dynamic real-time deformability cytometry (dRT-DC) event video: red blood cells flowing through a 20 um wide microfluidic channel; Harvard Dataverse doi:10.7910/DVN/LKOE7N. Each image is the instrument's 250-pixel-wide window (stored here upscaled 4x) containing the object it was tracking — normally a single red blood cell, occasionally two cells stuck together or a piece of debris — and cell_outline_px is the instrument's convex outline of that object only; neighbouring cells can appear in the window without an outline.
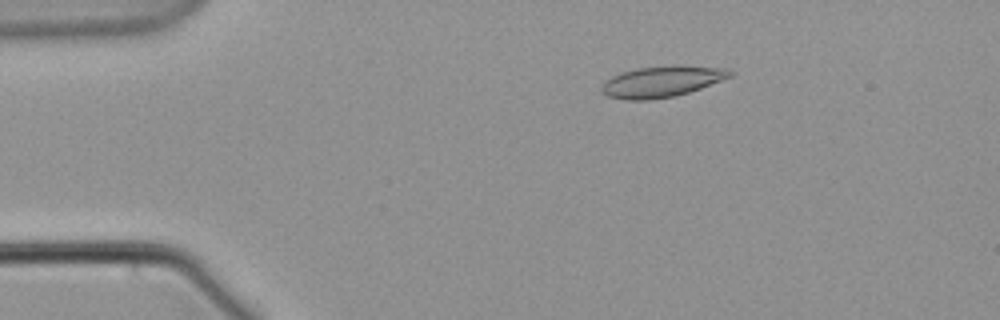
{"species": "common noctule bat (a hibernating species)", "species_latin": "Nyctalus noctula", "temperature_condition": "warm", "stored_images_in_passage": 48, "camera_frame_rate_fps": 3000, "um_per_image_px": 0.085, "animal": {"sex": "male", "body_mass_g": 21.5, "forearm_length_mm": 52.0}, "frame": {"image": 1, "passage_image": 1, "time_ms": 0.0, "image_size_px": [1000, 320], "cell_outline_px": [[732, 76], [700, 88], [676, 96], [648, 100], [628, 100], [608, 96], [600, 92], [600, 88], [612, 76], [620, 72], [636, 68], [732, 68]], "centroid_in_image_um": [56.18, 6.99], "position_along_channel_um": 28.8, "area_um2": 22.14}}
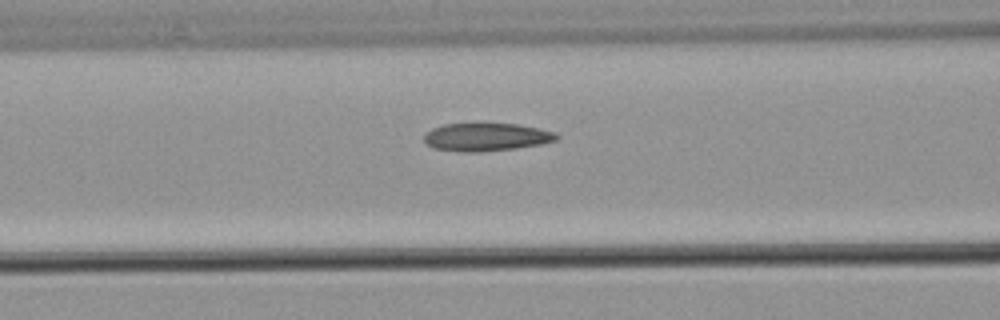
{"frame": {"image": 2, "passage_image": 14, "time_ms": 4.333, "image_size_px": [1000, 320], "cell_outline_px": [[560, 136], [556, 140], [540, 144], [516, 148], [480, 152], [464, 152], [432, 148], [424, 140], [424, 136], [432, 128], [444, 124], [476, 120], [480, 120], [516, 124], [556, 132]], "centroid_in_image_um": [41.3, 11.59], "position_along_channel_um": 125.3, "area_um2": 22.48}}
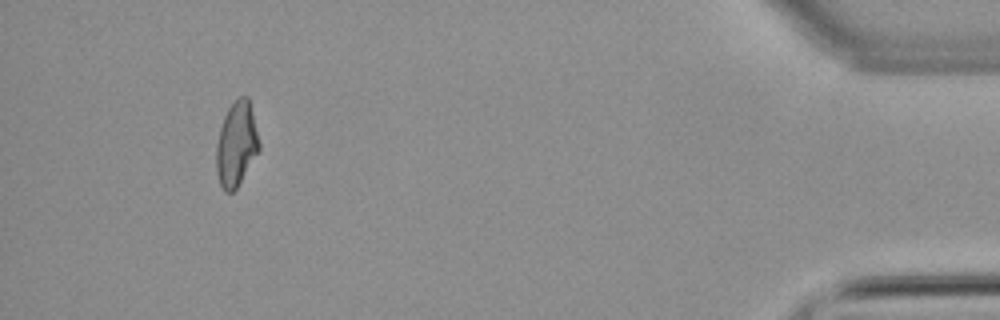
{"frame": {"image": 3, "passage_image": 44, "time_ms": 14.333, "image_size_px": [1000, 320], "cell_outline_px": [[260, 148], [236, 188], [232, 192], [224, 192], [220, 184], [216, 172], [216, 144], [220, 128], [224, 116], [228, 108], [240, 96], [248, 96], [260, 140]], "centroid_in_image_um": [20.09, 12.24], "position_along_channel_um": 415.1, "area_um2": 20.98}}